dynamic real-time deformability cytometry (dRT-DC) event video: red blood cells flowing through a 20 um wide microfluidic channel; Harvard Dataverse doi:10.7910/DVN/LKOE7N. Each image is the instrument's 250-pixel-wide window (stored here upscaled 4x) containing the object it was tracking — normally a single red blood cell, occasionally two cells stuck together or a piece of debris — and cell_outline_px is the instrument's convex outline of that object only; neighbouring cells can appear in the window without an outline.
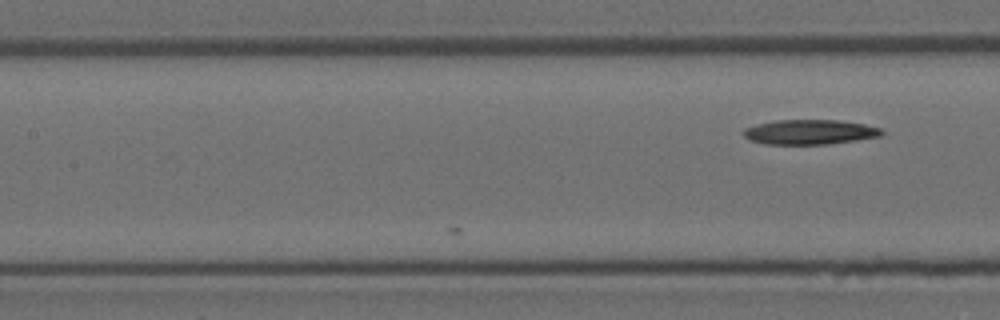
{"species": "Egyptian fruit bat (a non-hibernating species)", "species_latin": "Rousettus aegyptiacus", "temperature_condition": "room temperature", "stored_images_in_passage": 10, "camera_frame_rate_fps": 3000, "um_per_image_px": 0.085, "animal": {"sex": "female"}, "frame": {"image": 1, "passage_image": 10, "time_ms": 3.0, "image_size_px": [1000, 320], "cell_outline_px": [[884, 132], [880, 136], [856, 140], [828, 144], [768, 144], [748, 140], [744, 136], [744, 128], [756, 124], [776, 120], [840, 120], [864, 124], [880, 128]], "centroid_in_image_um": [68.81, 11.22], "position_along_channel_um": 138.6, "area_um2": 19.94}}